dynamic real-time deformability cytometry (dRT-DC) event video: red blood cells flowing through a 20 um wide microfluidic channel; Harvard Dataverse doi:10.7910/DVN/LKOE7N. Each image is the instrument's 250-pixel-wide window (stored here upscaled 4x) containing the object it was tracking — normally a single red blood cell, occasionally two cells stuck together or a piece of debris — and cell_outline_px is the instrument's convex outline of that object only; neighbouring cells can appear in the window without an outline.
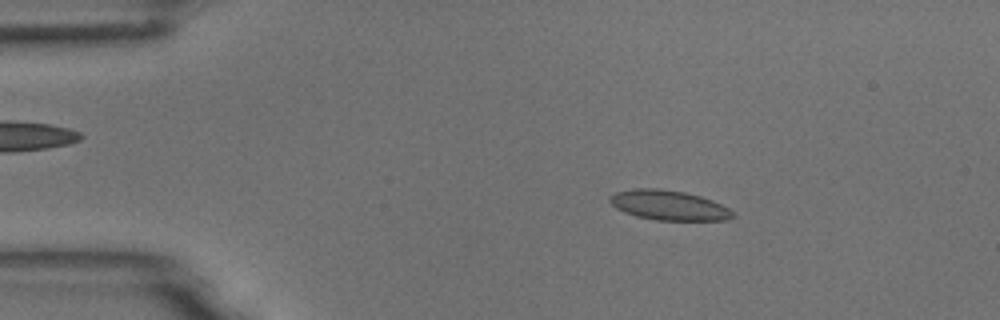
{"species": "common noctule bat (a hibernating species)", "species_latin": "Nyctalus noctula", "temperature_condition": "room temperature", "stored_images_in_passage": 4, "camera_frame_rate_fps": 3000, "um_per_image_px": 0.085, "animal": {"sex": "male", "body_mass_g": 18.8}, "frame": {"image": 1, "passage_image": 2, "time_ms": 0.333, "image_size_px": [1000, 320], "cell_outline_px": [[736, 216], [728, 220], [656, 220], [636, 216], [624, 212], [616, 208], [608, 200], [616, 192], [632, 188], [660, 188], [684, 192], [700, 196], [712, 200], [728, 208]], "centroid_in_image_um": [56.84, 17.44], "position_along_channel_um": 28.2, "area_um2": 21.33}}